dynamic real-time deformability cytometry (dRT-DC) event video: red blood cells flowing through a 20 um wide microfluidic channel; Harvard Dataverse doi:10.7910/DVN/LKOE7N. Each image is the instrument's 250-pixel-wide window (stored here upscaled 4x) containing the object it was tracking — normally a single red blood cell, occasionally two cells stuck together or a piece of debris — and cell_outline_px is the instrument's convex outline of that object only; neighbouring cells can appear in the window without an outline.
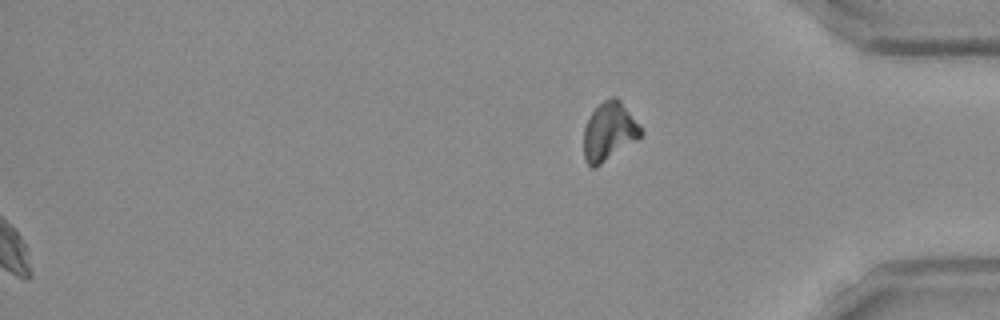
{"species": "Egyptian fruit bat (a non-hibernating species)", "species_latin": "Rousettus aegyptiacus", "temperature_condition": "room temperature", "stored_images_in_passage": 45, "segment_of_instrument_passage": [2, 2], "camera_frame_rate_fps": 3000, "um_per_image_px": 0.085, "frame": {"image": 1, "passage_image": 45, "time_ms": 14.667, "image_size_px": [1000, 320], "cell_outline_px": [[644, 132], [636, 140], [600, 164], [592, 168], [584, 160], [584, 128], [588, 116], [604, 100], [612, 96], [616, 96], [620, 100]], "centroid_in_image_um": [51.74, 11.16], "position_along_channel_um": 383.5, "area_um2": 19.07}}